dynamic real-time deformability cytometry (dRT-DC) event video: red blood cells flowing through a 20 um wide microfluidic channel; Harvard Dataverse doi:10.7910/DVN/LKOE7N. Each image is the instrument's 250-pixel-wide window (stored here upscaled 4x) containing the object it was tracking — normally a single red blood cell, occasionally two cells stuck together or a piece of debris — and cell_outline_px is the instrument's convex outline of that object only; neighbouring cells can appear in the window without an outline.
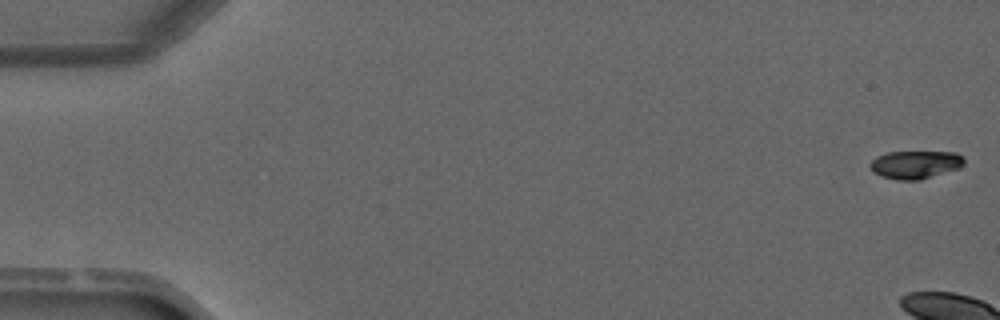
{"species": "common noctule bat (a hibernating species)", "species_latin": "Nyctalus noctula", "temperature_condition": "warm", "stored_images_in_passage": 4, "segment_of_instrument_passage": [2, 2], "camera_frame_rate_fps": 3000, "um_per_image_px": 0.085, "animal": {"sex": "male", "forearm_length_mm": 52.5}, "frame": {"image": 1, "passage_image": 4, "time_ms": 3.667, "image_size_px": [1000, 320], "cell_outline_px": [[964, 164], [960, 168], [920, 180], [896, 180], [880, 176], [868, 164], [876, 156], [888, 152], [956, 152], [964, 156]], "centroid_in_image_um": [77.83, 13.99], "position_along_channel_um": 7.2, "area_um2": 15.43}}